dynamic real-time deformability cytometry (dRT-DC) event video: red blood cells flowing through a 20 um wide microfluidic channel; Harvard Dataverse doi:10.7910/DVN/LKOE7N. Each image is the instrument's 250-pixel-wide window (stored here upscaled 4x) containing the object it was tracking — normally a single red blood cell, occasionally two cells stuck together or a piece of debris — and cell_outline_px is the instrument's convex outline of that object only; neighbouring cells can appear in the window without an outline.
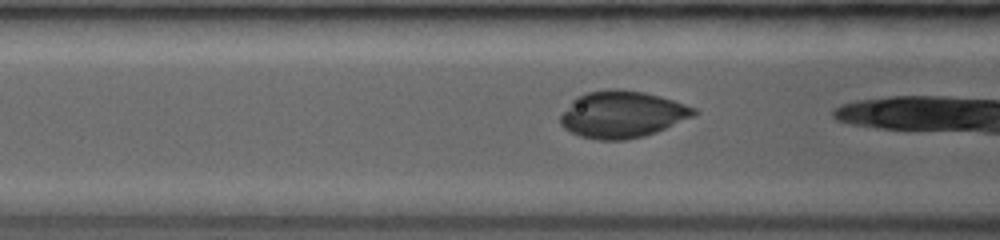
{"species": "common noctule bat (a hibernating species)", "species_latin": "Nyctalus noctula", "temperature_condition": "room temperature", "stored_images_in_passage": 7, "camera_frame_rate_fps": 3500, "um_per_image_px": 0.085, "animal": {"sex": "female", "body_mass_g": 19.0, "forearm_length_mm": 53.3}, "frame": {"image": 1, "passage_image": 6, "time_ms": 1.429, "image_size_px": [1000, 240], "cell_outline_px": [[696, 112], [692, 116], [656, 132], [644, 136], [628, 140], [596, 140], [580, 136], [564, 128], [560, 124], [560, 116], [572, 100], [576, 96], [588, 92], [644, 92], [672, 100], [696, 108]], "centroid_in_image_um": [52.85, 9.77], "position_along_channel_um": 113.8, "area_um2": 35.32}}